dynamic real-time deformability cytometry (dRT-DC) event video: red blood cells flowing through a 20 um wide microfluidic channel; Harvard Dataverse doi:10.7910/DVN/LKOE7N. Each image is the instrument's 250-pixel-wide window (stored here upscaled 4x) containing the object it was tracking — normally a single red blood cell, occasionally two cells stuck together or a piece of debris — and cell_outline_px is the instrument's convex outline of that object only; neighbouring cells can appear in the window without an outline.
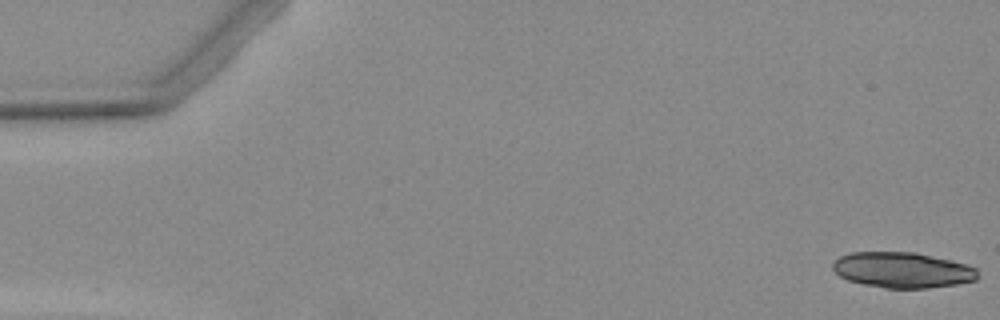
{"species": "Egyptian fruit bat (a non-hibernating species)", "species_latin": "Rousettus aegyptiacus", "temperature_condition": "warm", "stored_images_in_passage": 5, "camera_frame_rate_fps": 3000, "um_per_image_px": 0.085, "animal": {"sex": "female"}, "frame": {"image": 1, "passage_image": 1, "time_ms": 0.0, "image_size_px": [1000, 320], "cell_outline_px": [[976, 280], [956, 284], [924, 288], [884, 288], [864, 284], [848, 280], [840, 276], [832, 268], [832, 264], [840, 256], [852, 252], [916, 252], [952, 260], [976, 268]], "centroid_in_image_um": [76.68, 22.94], "position_along_channel_um": 8.3, "area_um2": 29.88}}